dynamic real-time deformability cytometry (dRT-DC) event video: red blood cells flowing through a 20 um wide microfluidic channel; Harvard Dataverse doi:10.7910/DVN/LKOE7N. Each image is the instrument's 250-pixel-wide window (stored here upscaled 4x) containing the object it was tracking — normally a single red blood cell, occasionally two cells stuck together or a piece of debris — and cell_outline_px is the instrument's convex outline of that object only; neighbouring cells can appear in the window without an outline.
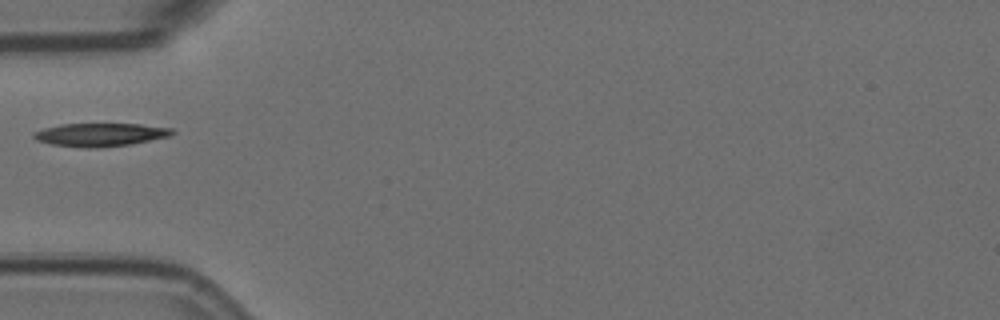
{"species": "Egyptian fruit bat (a non-hibernating species)", "species_latin": "Rousettus aegyptiacus", "temperature_condition": "room temperature", "stored_images_in_passage": 39, "camera_frame_rate_fps": 3000, "um_per_image_px": 0.085, "animal": {"sex": "female"}, "frame": {"image": 1, "passage_image": 1, "time_ms": 0.0, "image_size_px": [1000, 320], "cell_outline_px": [[176, 132], [172, 136], [128, 144], [96, 148], [88, 148], [52, 144], [36, 140], [32, 136], [32, 132], [44, 128], [60, 124], [140, 124], [172, 128]], "centroid_in_image_um": [8.53, 11.44], "position_along_channel_um": 76.5, "area_um2": 18.67}}
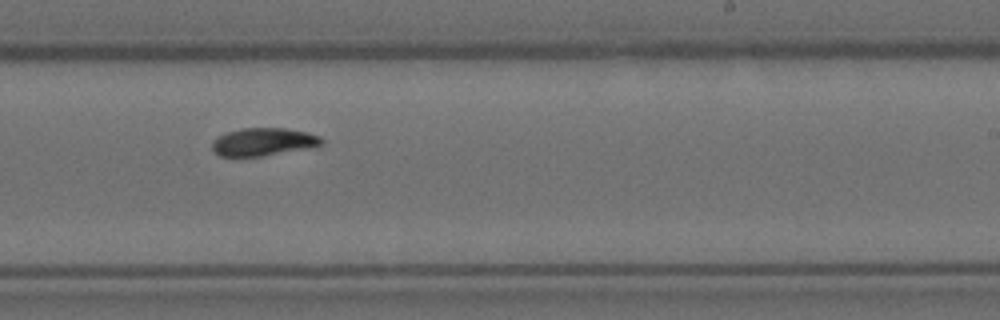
{"frame": {"image": 2, "passage_image": 17, "time_ms": 5.333, "image_size_px": [1000, 320], "cell_outline_px": [[324, 144], [308, 148], [260, 156], [220, 156], [212, 148], [212, 144], [220, 136], [228, 132], [240, 128], [284, 128], [308, 132], [320, 136], [324, 140]], "centroid_in_image_um": [22.44, 12.05], "position_along_channel_um": 266.6, "area_um2": 17.51}}
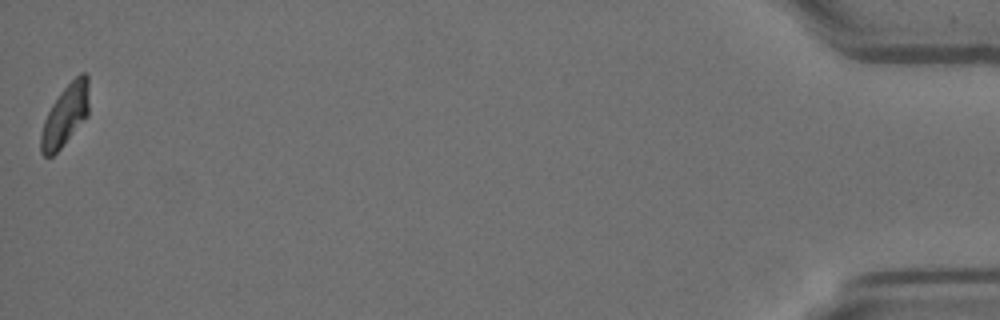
{"frame": {"image": 3, "passage_image": 39, "time_ms": 12.667, "image_size_px": [1000, 320], "cell_outline_px": [[88, 116], [60, 148], [52, 156], [44, 156], [40, 152], [40, 136], [44, 120], [52, 104], [60, 92], [80, 72], [84, 72], [88, 76]], "centroid_in_image_um": [5.54, 9.79], "position_along_channel_um": 429.7, "area_um2": 17.05}}